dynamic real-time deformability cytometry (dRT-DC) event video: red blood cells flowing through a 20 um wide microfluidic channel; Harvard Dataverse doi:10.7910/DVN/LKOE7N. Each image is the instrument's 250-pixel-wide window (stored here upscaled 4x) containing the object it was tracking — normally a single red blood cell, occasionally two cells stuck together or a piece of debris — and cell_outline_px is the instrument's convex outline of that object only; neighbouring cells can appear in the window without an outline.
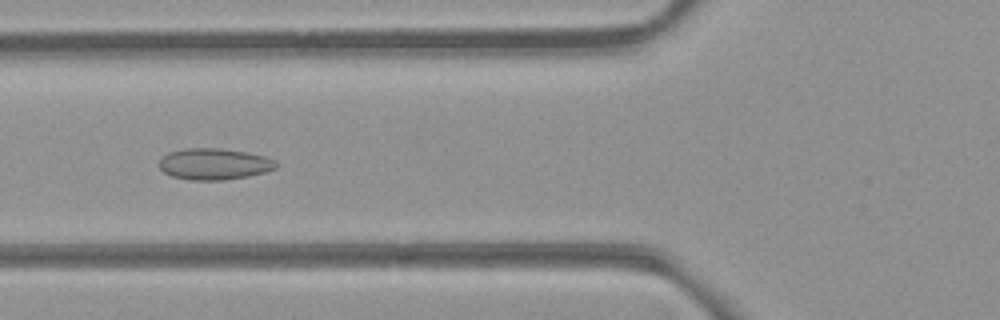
{"species": "common noctule bat (a hibernating species)", "species_latin": "Nyctalus noctula", "temperature_condition": "room temperature", "stored_images_in_passage": 40, "camera_frame_rate_fps": 3000, "um_per_image_px": 0.085, "animal": {"sex": "female", "body_mass_g": 21.9}, "frame": {"image": 1, "passage_image": 7, "time_ms": 2.0, "image_size_px": [1000, 320], "cell_outline_px": [[276, 168], [264, 172], [248, 176], [224, 180], [188, 180], [172, 176], [164, 172], [160, 168], [160, 160], [168, 152], [184, 148], [220, 148], [248, 152], [264, 156], [276, 160]], "centroid_in_image_um": [18.2, 13.93], "position_along_channel_um": 107.6, "area_um2": 21.39}}
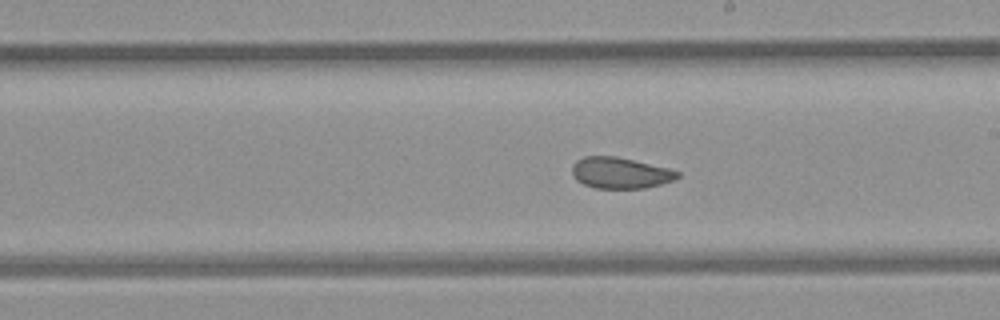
{"frame": {"image": 2, "passage_image": 17, "time_ms": 5.333, "image_size_px": [1000, 320], "cell_outline_px": [[680, 176], [672, 180], [660, 184], [644, 188], [596, 188], [584, 184], [576, 180], [572, 172], [572, 164], [576, 160], [584, 156], [616, 156], [668, 168], [680, 172]], "centroid_in_image_um": [52.69, 14.69], "position_along_channel_um": 236.3, "area_um2": 19.02}}
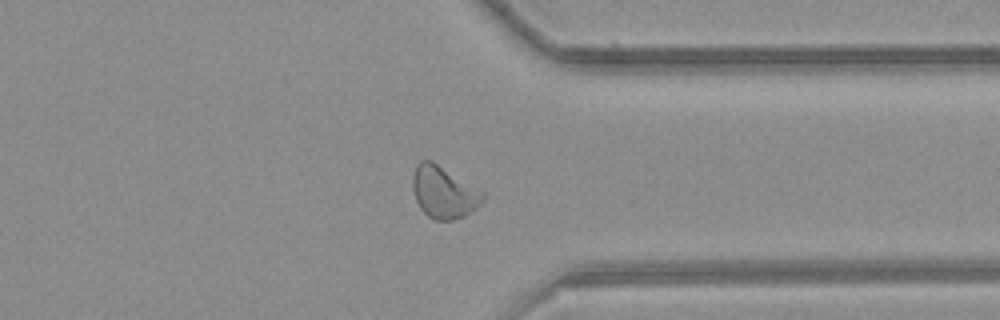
{"frame": {"image": 3, "passage_image": 28, "time_ms": 9.0, "image_size_px": [1000, 320], "cell_outline_px": [[484, 200], [476, 208], [464, 216], [452, 220], [436, 220], [428, 216], [420, 208], [416, 200], [412, 188], [412, 176], [416, 164], [420, 160], [432, 160], [484, 192]], "centroid_in_image_um": [37.7, 16.33], "position_along_channel_um": 373.7, "area_um2": 21.27}, "authors_computed_cell_mechanics": {"area_um2": 20.1433, "velocity_mm_per_s": 3.8476, "shape_relaxation_time_tau1_ms": null, "shape_relaxation_time_tau2_ms": 1.3924, "deformation_change_tau1": null, "deformation_change_tau2": 0.056}}